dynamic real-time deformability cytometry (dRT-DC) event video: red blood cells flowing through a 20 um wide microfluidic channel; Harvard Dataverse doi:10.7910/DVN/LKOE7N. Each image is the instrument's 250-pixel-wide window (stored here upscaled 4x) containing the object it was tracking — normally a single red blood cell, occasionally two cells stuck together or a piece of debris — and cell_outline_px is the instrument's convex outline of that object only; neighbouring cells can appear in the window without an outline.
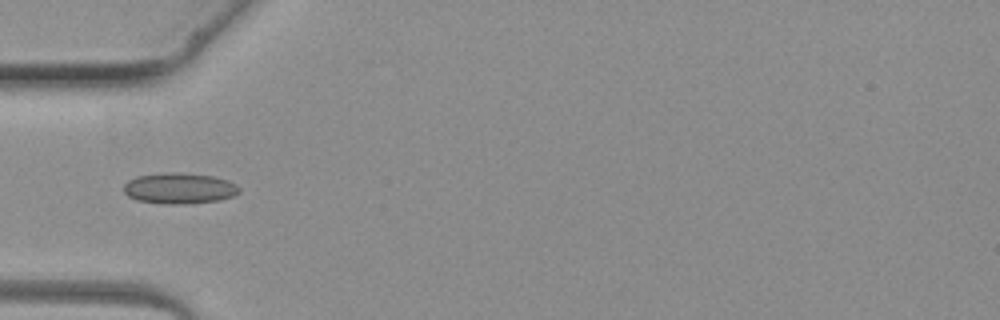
{"species": "common noctule bat (a hibernating species)", "species_latin": "Nyctalus noctula", "temperature_condition": "warm", "stored_images_in_passage": 3, "camera_frame_rate_fps": 3000, "um_per_image_px": 0.085, "animal": {"sex": "female", "body_mass_g": 19.3, "forearm_length_mm": 54.1}, "frame": {"image": 1, "passage_image": 3, "time_ms": 3.333, "image_size_px": [1000, 320], "cell_outline_px": [[240, 192], [232, 196], [220, 200], [188, 204], [160, 204], [136, 200], [128, 196], [124, 192], [124, 184], [128, 180], [136, 176], [168, 172], [172, 172], [212, 176], [228, 180], [236, 184], [240, 188]], "centroid_in_image_um": [15.23, 16.02], "position_along_channel_um": 69.8, "area_um2": 20.92}}